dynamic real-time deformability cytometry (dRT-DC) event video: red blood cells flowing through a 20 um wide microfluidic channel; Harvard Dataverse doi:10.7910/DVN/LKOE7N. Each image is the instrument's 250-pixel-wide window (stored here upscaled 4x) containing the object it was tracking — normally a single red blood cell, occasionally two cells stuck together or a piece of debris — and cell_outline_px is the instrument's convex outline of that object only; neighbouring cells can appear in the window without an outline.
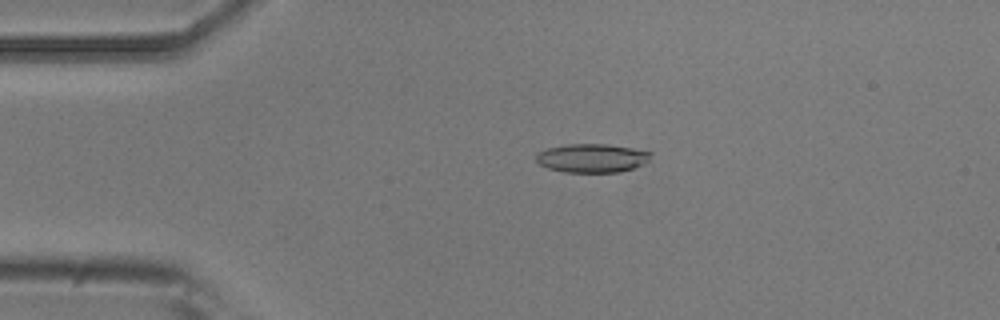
{"species": "common noctule bat (a hibernating species)", "species_latin": "Nyctalus noctula", "temperature_condition": "room temperature", "stored_images_in_passage": 14, "camera_frame_rate_fps": 3000, "um_per_image_px": 0.085, "animal": {"sex": "male", "body_mass_g": 20.5, "forearm_length_mm": 52.5}, "frame": {"image": 1, "passage_image": 6, "time_ms": 1.667, "image_size_px": [1000, 320], "cell_outline_px": [[652, 152], [648, 160], [644, 164], [620, 172], [564, 172], [548, 168], [540, 164], [536, 160], [536, 152], [548, 148], [564, 144], [608, 144], [632, 148]], "centroid_in_image_um": [50.3, 13.43], "position_along_channel_um": 34.7, "area_um2": 19.19}}
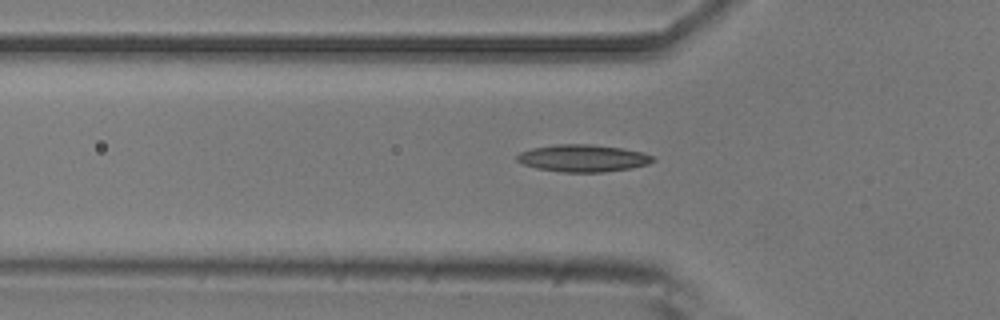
{"frame": {"image": 2, "passage_image": 12, "time_ms": 3.667, "image_size_px": [1000, 320], "cell_outline_px": [[656, 160], [648, 164], [632, 168], [604, 172], [564, 172], [536, 168], [524, 164], [516, 160], [516, 156], [520, 152], [532, 148], [556, 144], [592, 144], [624, 148], [644, 152], [652, 156]], "centroid_in_image_um": [49.58, 13.44], "position_along_channel_um": 76.2, "area_um2": 21.68}}